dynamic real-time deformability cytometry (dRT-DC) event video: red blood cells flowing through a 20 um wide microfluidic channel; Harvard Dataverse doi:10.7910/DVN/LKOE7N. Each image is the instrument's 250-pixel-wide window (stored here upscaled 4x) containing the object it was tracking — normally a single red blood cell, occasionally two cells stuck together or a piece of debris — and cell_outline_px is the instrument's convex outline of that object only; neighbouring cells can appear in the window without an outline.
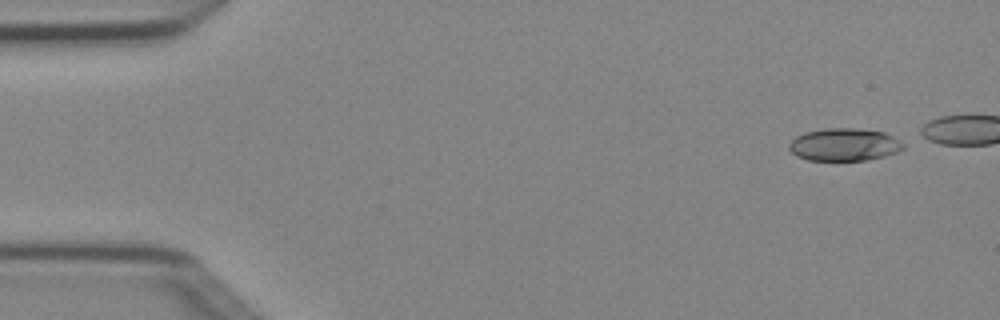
{"species": "Egyptian fruit bat (a non-hibernating species)", "species_latin": "Rousettus aegyptiacus", "temperature_condition": "cold", "stored_images_in_passage": 7, "camera_frame_rate_fps": 3000, "um_per_image_px": 0.085, "animal": {"sex": "female"}, "frame": {"image": 1, "passage_image": 1, "time_ms": 0.0, "image_size_px": [1000, 320], "cell_outline_px": [[904, 148], [896, 152], [884, 156], [864, 160], [808, 160], [796, 156], [788, 148], [788, 144], [796, 136], [804, 132], [828, 128], [856, 128], [884, 132], [900, 140], [904, 144]], "centroid_in_image_um": [71.74, 12.29], "position_along_channel_um": 13.3, "area_um2": 21.68}}
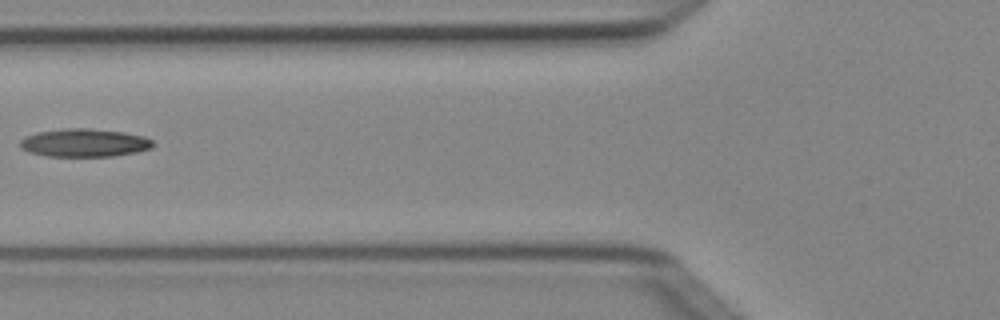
{"frame": {"image": 2, "passage_image": 6, "time_ms": 1.667, "image_size_px": [1000, 320], "cell_outline_px": [[156, 144], [152, 148], [136, 152], [112, 156], [48, 156], [28, 152], [20, 144], [20, 140], [36, 132], [68, 128], [88, 128], [124, 132], [144, 136], [152, 140]], "centroid_in_image_um": [7.22, 12.13], "position_along_channel_um": 118.6, "area_um2": 21.68}}
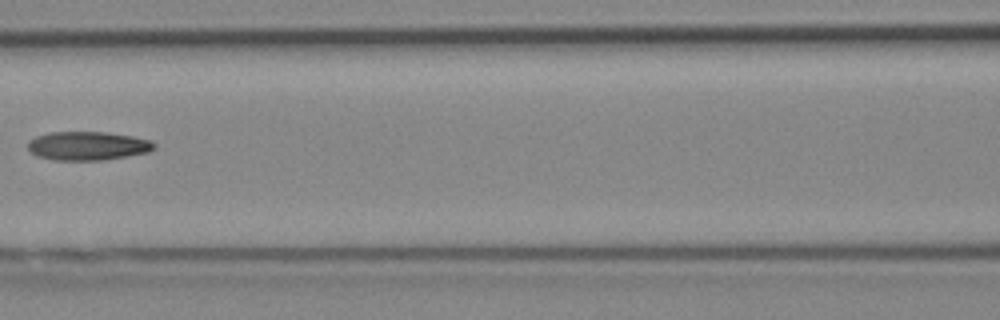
{"frame": {"image": 3, "passage_image": 7, "time_ms": 2.0, "image_size_px": [1000, 320], "cell_outline_px": [[156, 148], [148, 152], [128, 156], [104, 160], [52, 160], [36, 156], [28, 148], [28, 140], [36, 136], [48, 132], [104, 132], [132, 136], [152, 140], [156, 144]], "centroid_in_image_um": [7.46, 12.4], "position_along_channel_um": 159.1, "area_um2": 21.33}}